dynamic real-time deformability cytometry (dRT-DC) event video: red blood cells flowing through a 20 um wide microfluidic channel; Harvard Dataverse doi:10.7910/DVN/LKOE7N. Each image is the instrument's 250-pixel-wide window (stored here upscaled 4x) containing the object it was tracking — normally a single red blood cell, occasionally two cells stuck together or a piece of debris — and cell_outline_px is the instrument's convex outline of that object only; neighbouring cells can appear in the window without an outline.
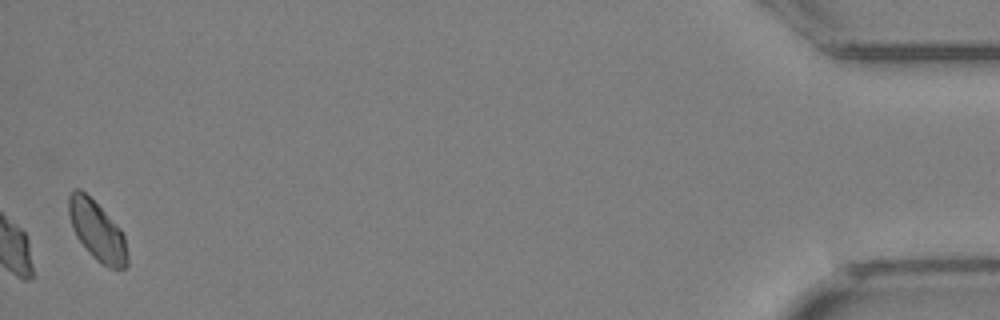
{"species": "Egyptian fruit bat (a non-hibernating species)", "species_latin": "Rousettus aegyptiacus", "temperature_condition": "cold", "stored_images_in_passage": 29, "camera_frame_rate_fps": 3000, "um_per_image_px": 0.085, "animal": {"sex": "female"}, "frame": {"image": 1, "passage_image": 29, "time_ms": 9.333, "image_size_px": [1000, 320], "cell_outline_px": [[128, 264], [124, 268], [108, 268], [96, 260], [88, 252], [76, 236], [72, 228], [68, 212], [68, 196], [76, 188], [80, 188], [120, 228], [124, 236], [128, 256]], "centroid_in_image_um": [8.24, 19.65], "position_along_channel_um": 427.0, "area_um2": 20.11}}